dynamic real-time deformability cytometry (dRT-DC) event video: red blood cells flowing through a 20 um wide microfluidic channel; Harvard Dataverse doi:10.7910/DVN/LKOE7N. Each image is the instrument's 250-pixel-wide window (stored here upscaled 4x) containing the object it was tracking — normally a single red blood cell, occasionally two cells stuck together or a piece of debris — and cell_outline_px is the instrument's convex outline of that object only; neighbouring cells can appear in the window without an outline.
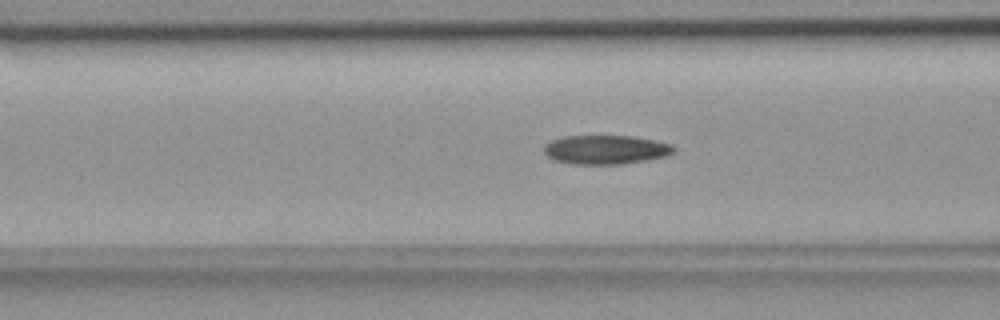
{"species": "common noctule bat (a hibernating species)", "species_latin": "Nyctalus noctula", "temperature_condition": "room temperature", "stored_images_in_passage": 53, "camera_frame_rate_fps": 3000, "um_per_image_px": 0.085, "animal": {"sex": "female", "body_mass_g": 18.4}, "frame": {"image": 1, "passage_image": 20, "time_ms": 6.333, "image_size_px": [1000, 320], "cell_outline_px": [[676, 148], [668, 156], [648, 160], [624, 164], [572, 164], [556, 160], [548, 156], [544, 152], [544, 144], [552, 140], [564, 136], [632, 136], [672, 144]], "centroid_in_image_um": [51.5, 12.72], "position_along_channel_um": 115.1, "area_um2": 21.96}}
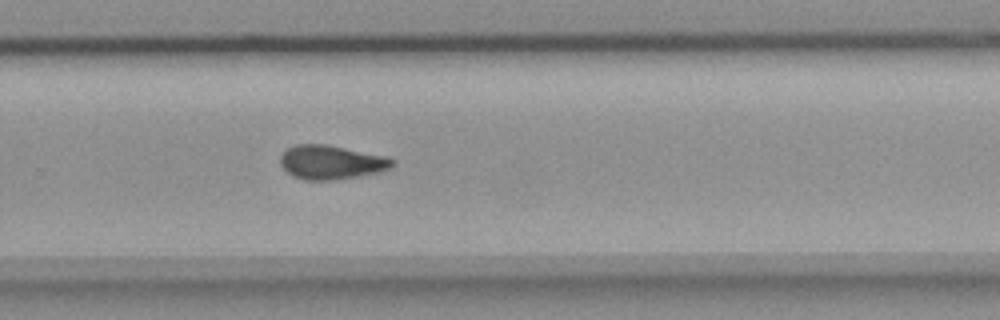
{"frame": {"image": 2, "passage_image": 35, "time_ms": 11.333, "image_size_px": [1000, 320], "cell_outline_px": [[396, 164], [392, 168], [376, 172], [356, 176], [332, 180], [304, 180], [292, 176], [280, 164], [280, 156], [288, 148], [296, 144], [328, 144], [384, 156], [396, 160]], "centroid_in_image_um": [28.15, 13.78], "position_along_channel_um": 301.6, "area_um2": 22.14}}
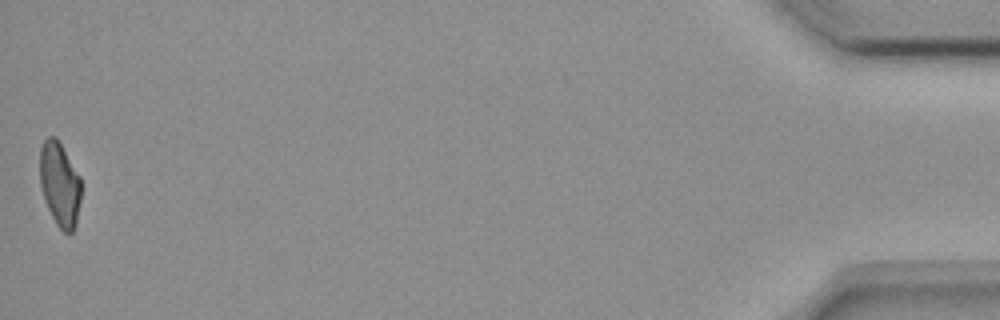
{"frame": {"image": 3, "passage_image": 53, "time_ms": 17.333, "image_size_px": [1000, 320], "cell_outline_px": [[80, 200], [76, 224], [72, 232], [64, 232], [56, 224], [48, 208], [40, 184], [40, 148], [44, 140], [48, 136], [56, 136], [80, 176]], "centroid_in_image_um": [5.07, 15.63], "position_along_channel_um": 430.1, "area_um2": 20.06}, "authors_computed_cell_mechanics": {"area_um2": 21.7906, "velocity_mm_per_s": 3.7441, "shape_relaxation_time_tau1_ms": 7.5996, "shape_relaxation_time_tau2_ms": 3.274, "deformation_change_tau1": 0.1669, "deformation_change_tau2": 0.0907}}